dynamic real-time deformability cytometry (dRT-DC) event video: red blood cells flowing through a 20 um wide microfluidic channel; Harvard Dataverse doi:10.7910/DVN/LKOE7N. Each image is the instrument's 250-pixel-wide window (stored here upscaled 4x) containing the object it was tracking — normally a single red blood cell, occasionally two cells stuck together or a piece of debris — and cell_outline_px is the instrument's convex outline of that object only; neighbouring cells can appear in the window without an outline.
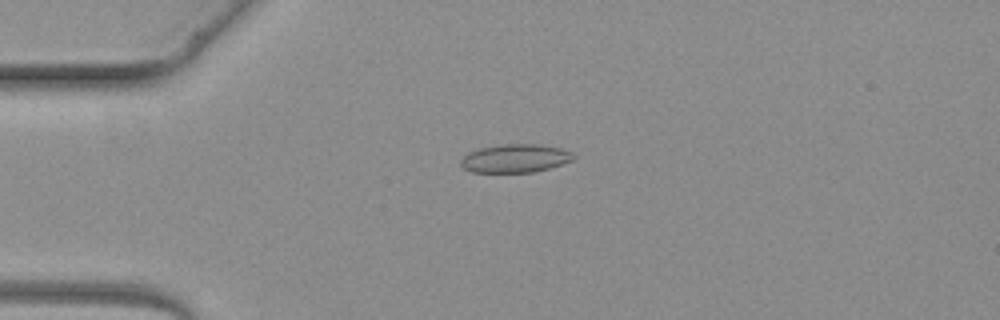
{"species": "common noctule bat (a hibernating species)", "species_latin": "Nyctalus noctula", "temperature_condition": "warm", "stored_images_in_passage": 2, "camera_frame_rate_fps": 3000, "um_per_image_px": 0.085, "animal": {"sex": "female", "body_mass_g": 19.3, "forearm_length_mm": 54.1}, "frame": {"image": 1, "passage_image": 1, "time_ms": 0.0, "image_size_px": [1000, 320], "cell_outline_px": [[576, 156], [572, 160], [548, 168], [532, 172], [472, 172], [464, 168], [460, 164], [460, 160], [468, 152], [480, 148], [500, 144], [540, 144], [560, 148], [572, 152]], "centroid_in_image_um": [43.78, 13.45], "position_along_channel_um": 41.2, "area_um2": 18.55}}